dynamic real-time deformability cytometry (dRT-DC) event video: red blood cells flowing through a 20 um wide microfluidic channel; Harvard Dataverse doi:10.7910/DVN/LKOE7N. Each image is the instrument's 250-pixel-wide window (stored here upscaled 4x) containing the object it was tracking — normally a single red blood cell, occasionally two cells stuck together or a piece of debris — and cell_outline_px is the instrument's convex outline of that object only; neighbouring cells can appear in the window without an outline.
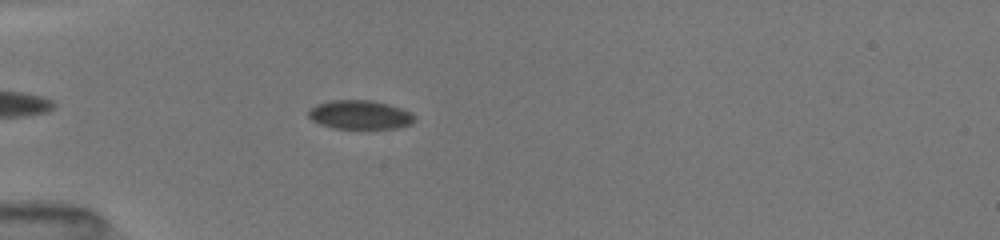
{"species": "common noctule bat (a hibernating species)", "species_latin": "Nyctalus noctula", "temperature_condition": "room temperature", "stored_images_in_passage": 25, "camera_frame_rate_fps": 3000, "um_per_image_px": 0.085, "animal": {"sex": "female", "body_mass_g": 19.5, "forearm_length_mm": 54.1}, "frame": {"image": 1, "passage_image": 8, "time_ms": 5.0, "image_size_px": [1000, 240], "cell_outline_px": [[416, 120], [412, 124], [400, 128], [332, 128], [320, 124], [312, 120], [308, 116], [308, 112], [316, 104], [328, 100], [372, 100], [388, 104], [412, 112], [416, 116]], "centroid_in_image_um": [30.63, 9.75], "position_along_channel_um": 54.4, "area_um2": 18.03}}
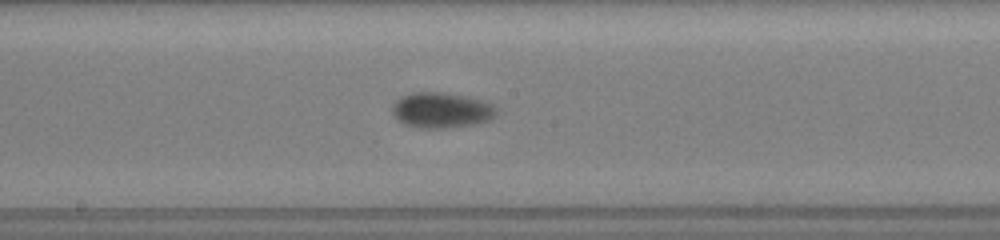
{"frame": {"image": 2, "passage_image": 14, "time_ms": 9.333, "image_size_px": [1000, 240], "cell_outline_px": [[496, 116], [492, 120], [476, 124], [444, 128], [420, 128], [404, 124], [392, 112], [392, 104], [400, 96], [412, 92], [444, 92], [468, 96], [492, 104], [496, 108]], "centroid_in_image_um": [37.53, 9.36], "position_along_channel_um": 210.7, "area_um2": 21.73}}
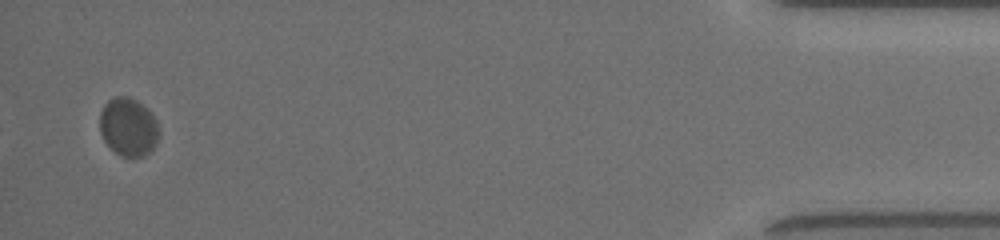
{"frame": {"image": 3, "passage_image": 25, "time_ms": 16.667, "image_size_px": [1000, 240], "cell_outline_px": [[160, 132], [156, 144], [152, 152], [144, 156], [120, 156], [104, 140], [100, 132], [100, 112], [104, 104], [108, 100], [116, 96], [128, 96], [136, 100], [148, 108], [156, 120]], "centroid_in_image_um": [10.93, 10.78], "position_along_channel_um": 424.3, "area_um2": 20.29}, "authors_computed_cell_mechanics": {"area_um2": 20.8658, "velocity_mm_per_s": 3.9312, "shape_relaxation_time_tau1_ms": 2.0407, "shape_relaxation_time_tau2_ms": 0.4801, "deformation_change_tau1": 0.0608, "deformation_change_tau2": 0.026}}